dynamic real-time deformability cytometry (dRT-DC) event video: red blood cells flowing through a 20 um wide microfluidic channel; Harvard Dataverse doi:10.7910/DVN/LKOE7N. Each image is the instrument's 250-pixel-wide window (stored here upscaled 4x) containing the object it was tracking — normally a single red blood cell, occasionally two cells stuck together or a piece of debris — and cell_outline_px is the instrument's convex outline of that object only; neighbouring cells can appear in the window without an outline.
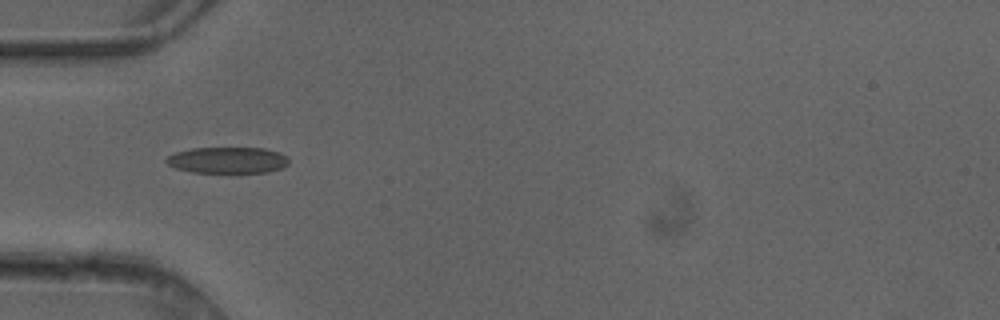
{"species": "common noctule bat (a hibernating species)", "species_latin": "Nyctalus noctula", "temperature_condition": "cold", "stored_images_in_passage": 5, "camera_frame_rate_fps": 3000, "um_per_image_px": 0.085, "animal": {"sex": "female"}, "frame": {"image": 1, "passage_image": 4, "time_ms": 1.0, "image_size_px": [1000, 320], "cell_outline_px": [[288, 164], [284, 168], [268, 172], [192, 172], [176, 168], [168, 164], [164, 160], [168, 156], [176, 152], [192, 148], [264, 148], [280, 152], [288, 156]], "centroid_in_image_um": [19.39, 13.61], "position_along_channel_um": 65.6, "area_um2": 18.79}}
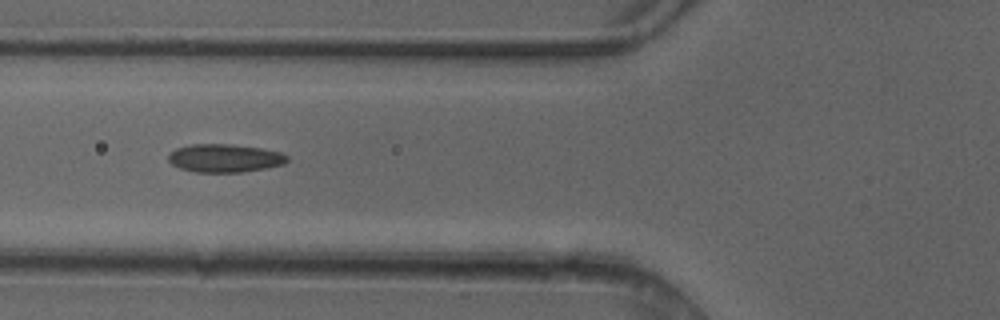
{"frame": {"image": 2, "passage_image": 5, "time_ms": 1.333, "image_size_px": [1000, 320], "cell_outline_px": [[288, 160], [284, 164], [244, 172], [196, 172], [180, 168], [172, 164], [168, 160], [168, 156], [176, 148], [192, 144], [232, 144], [260, 148], [280, 152], [288, 156]], "centroid_in_image_um": [19.1, 13.44], "position_along_channel_um": 106.7, "area_um2": 19.42}}